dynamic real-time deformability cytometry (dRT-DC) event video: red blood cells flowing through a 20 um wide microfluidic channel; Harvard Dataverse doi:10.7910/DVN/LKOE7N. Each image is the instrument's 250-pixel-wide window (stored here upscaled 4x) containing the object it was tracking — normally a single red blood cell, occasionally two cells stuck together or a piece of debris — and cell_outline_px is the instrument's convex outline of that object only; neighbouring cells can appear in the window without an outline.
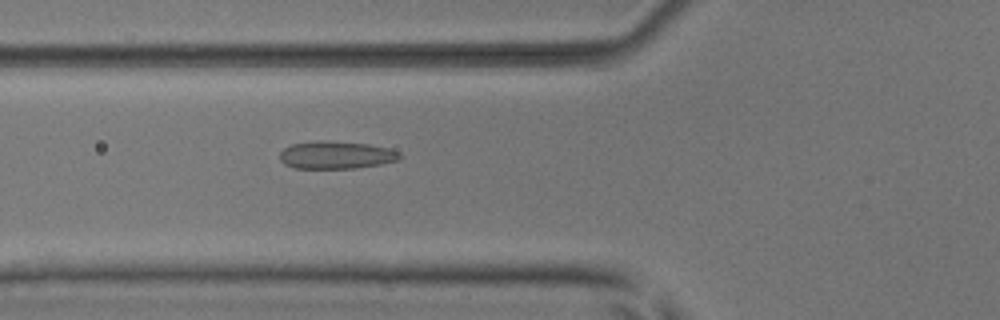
{"species": "common noctule bat (a hibernating species)", "species_latin": "Nyctalus noctula", "temperature_condition": "room temperature", "stored_images_in_passage": 5, "camera_frame_rate_fps": 3000, "um_per_image_px": 0.085, "animal": {"sex": "male", "body_mass_g": 17.9, "forearm_length_mm": 54.2}, "frame": {"image": 1, "passage_image": 5, "time_ms": 1.333, "image_size_px": [1000, 320], "cell_outline_px": [[400, 160], [380, 164], [356, 168], [296, 168], [284, 164], [280, 160], [280, 152], [284, 148], [292, 144], [316, 140], [320, 140], [368, 144], [388, 148], [400, 152]], "centroid_in_image_um": [28.56, 13.17], "position_along_channel_um": 97.2, "area_um2": 19.31}}